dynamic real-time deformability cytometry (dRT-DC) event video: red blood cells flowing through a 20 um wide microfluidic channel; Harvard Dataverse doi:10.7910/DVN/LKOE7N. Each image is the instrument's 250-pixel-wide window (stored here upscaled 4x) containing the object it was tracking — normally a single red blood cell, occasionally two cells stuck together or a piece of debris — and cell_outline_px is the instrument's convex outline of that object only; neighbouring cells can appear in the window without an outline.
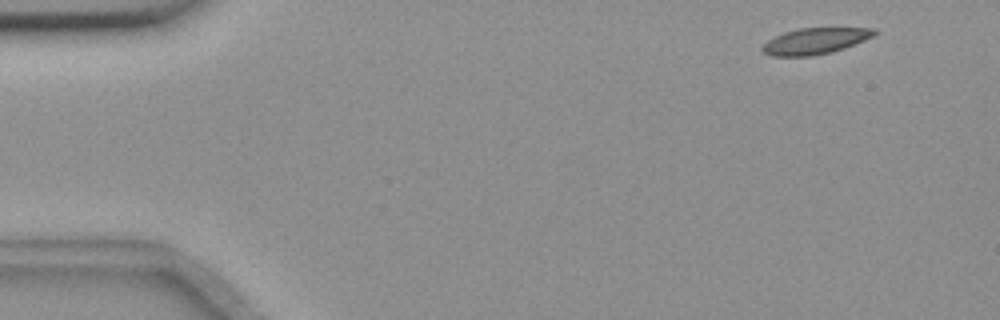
{"species": "common noctule bat (a hibernating species)", "species_latin": "Nyctalus noctula", "temperature_condition": "room temperature", "stored_images_in_passage": 13, "camera_frame_rate_fps": 3000, "um_per_image_px": 0.085, "animal": {"sex": "female", "body_mass_g": 18.4}, "frame": {"image": 1, "passage_image": 3, "time_ms": 0.667, "image_size_px": [1000, 320], "cell_outline_px": [[876, 32], [872, 36], [864, 40], [844, 48], [832, 52], [812, 56], [772, 56], [764, 52], [760, 48], [768, 40], [784, 32], [800, 28], [876, 28]], "centroid_in_image_um": [69.27, 3.49], "position_along_channel_um": 15.7, "area_um2": 16.88}}